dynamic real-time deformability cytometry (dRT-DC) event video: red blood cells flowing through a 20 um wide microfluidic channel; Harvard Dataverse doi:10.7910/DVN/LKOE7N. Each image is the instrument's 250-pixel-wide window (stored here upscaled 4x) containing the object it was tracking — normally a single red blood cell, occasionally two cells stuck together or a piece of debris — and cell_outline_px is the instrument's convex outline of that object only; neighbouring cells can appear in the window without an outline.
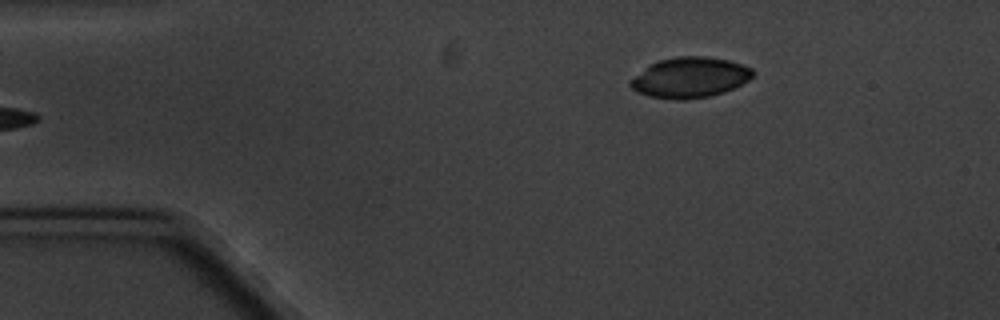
{"species": "common noctule bat (a hibernating species)", "species_latin": "Nyctalus noctula", "temperature_condition": "cold", "stored_images_in_passage": 5, "camera_frame_rate_fps": 3000, "um_per_image_px": 0.085, "animal": {"sex": "male", "body_mass_g": 20.1, "forearm_length_mm": 53.5}, "frame": {"image": 1, "passage_image": 5, "time_ms": 4.667, "image_size_px": [1000, 320], "cell_outline_px": [[756, 72], [748, 80], [724, 92], [708, 96], [684, 100], [676, 100], [648, 96], [636, 92], [628, 84], [628, 80], [652, 64], [660, 60], [676, 56], [704, 56], [728, 60], [752, 68]], "centroid_in_image_um": [58.62, 6.59], "position_along_channel_um": 26.4, "area_um2": 28.73}}